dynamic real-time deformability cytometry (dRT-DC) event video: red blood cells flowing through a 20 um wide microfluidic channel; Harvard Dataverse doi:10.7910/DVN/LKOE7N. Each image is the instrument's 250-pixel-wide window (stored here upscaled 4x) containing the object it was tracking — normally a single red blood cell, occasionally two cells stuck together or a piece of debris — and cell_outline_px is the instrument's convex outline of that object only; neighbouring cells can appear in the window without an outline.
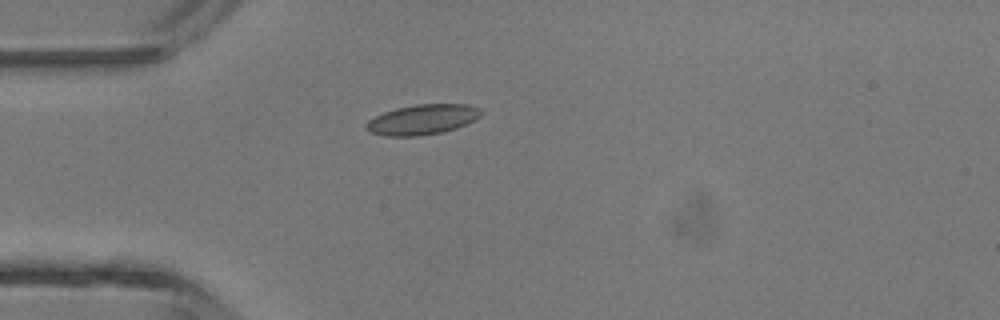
{"species": "common noctule bat (a hibernating species)", "species_latin": "Nyctalus noctula", "temperature_condition": "room temperature", "stored_images_in_passage": 1, "camera_frame_rate_fps": 3000, "um_per_image_px": 0.085, "animal": {"sex": "male", "body_mass_g": 13.3}, "frame": {"image": 1, "passage_image": 1, "time_ms": 0.0, "image_size_px": [1000, 320], "cell_outline_px": [[484, 112], [480, 116], [456, 128], [444, 132], [416, 136], [384, 136], [372, 132], [364, 124], [368, 120], [384, 112], [396, 108], [416, 104], [468, 104], [480, 108]], "centroid_in_image_um": [35.92, 10.15], "position_along_channel_um": 49.1, "area_um2": 20.06}}